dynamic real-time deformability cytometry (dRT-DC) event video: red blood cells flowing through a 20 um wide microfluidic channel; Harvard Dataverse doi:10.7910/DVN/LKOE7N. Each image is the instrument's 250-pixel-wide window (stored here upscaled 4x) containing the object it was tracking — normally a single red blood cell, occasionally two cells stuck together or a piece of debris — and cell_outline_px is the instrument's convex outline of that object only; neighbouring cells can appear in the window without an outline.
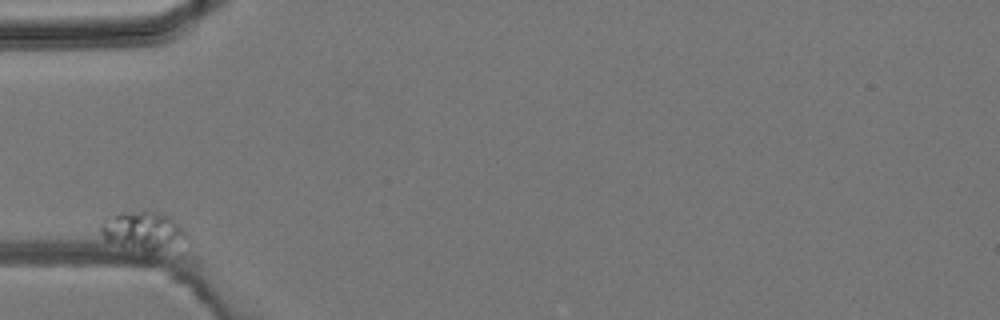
{"species": "common noctule bat (a hibernating species)", "species_latin": "Nyctalus noctula", "temperature_condition": "room temperature", "stored_images_in_passage": 3, "camera_frame_rate_fps": 3000, "um_per_image_px": 0.085, "animal": {"sex": "male", "body_mass_g": 19.2, "forearm_length_mm": 51.8}, "frame": {"image": 1, "passage_image": 1, "time_ms": 0.0, "image_size_px": [1000, 320], "cell_outline_px": [[188, 240], [152, 252], [148, 252], [108, 240], [100, 232], [100, 224], [108, 216], [124, 212], [144, 208], [160, 212], [168, 216], [188, 236]], "centroid_in_image_um": [12.13, 19.55], "position_along_channel_um": 72.9, "area_um2": 18.9}}